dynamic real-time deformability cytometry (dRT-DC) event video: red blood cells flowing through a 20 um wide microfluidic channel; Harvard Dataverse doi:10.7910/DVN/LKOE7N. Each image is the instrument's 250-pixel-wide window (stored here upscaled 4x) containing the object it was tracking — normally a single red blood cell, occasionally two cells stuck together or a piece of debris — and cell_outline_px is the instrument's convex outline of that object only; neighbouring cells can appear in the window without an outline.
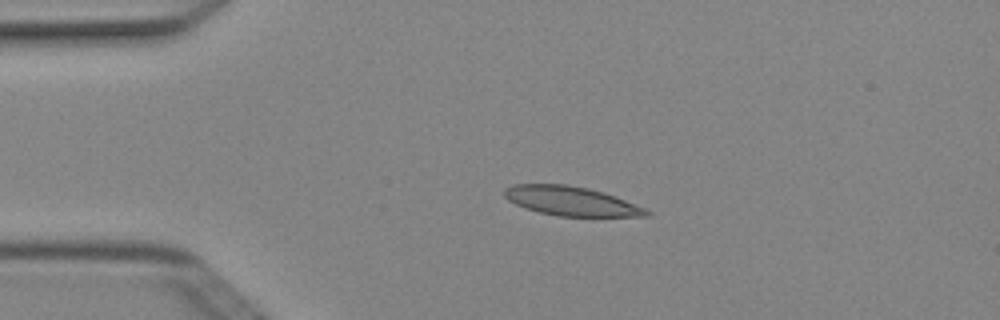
{"species": "Egyptian fruit bat (a non-hibernating species)", "species_latin": "Rousettus aegyptiacus", "temperature_condition": "cold", "stored_images_in_passage": 4, "camera_frame_rate_fps": 3000, "um_per_image_px": 0.085, "animal": {"sex": "female"}, "frame": {"image": 1, "passage_image": 3, "time_ms": 0.667, "image_size_px": [1000, 320], "cell_outline_px": [[652, 216], [560, 216], [540, 212], [516, 204], [508, 200], [504, 196], [504, 188], [512, 184], [568, 184], [588, 188], [604, 192], [644, 208], [652, 212]], "centroid_in_image_um": [48.54, 17.08], "position_along_channel_um": 36.5, "area_um2": 23.99}}